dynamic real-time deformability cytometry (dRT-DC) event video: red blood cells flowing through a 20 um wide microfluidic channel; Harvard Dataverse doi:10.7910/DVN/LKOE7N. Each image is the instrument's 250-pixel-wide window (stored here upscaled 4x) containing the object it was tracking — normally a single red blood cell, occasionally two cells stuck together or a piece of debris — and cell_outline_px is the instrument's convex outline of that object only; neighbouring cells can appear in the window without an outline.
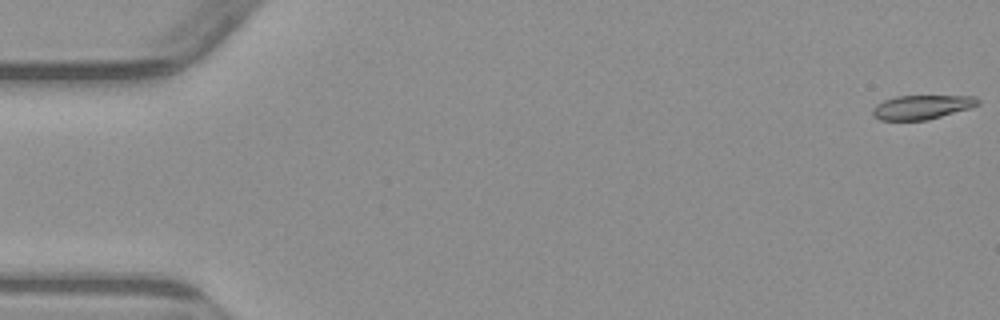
{"species": "common noctule bat (a hibernating species)", "species_latin": "Nyctalus noctula", "temperature_condition": "warm", "stored_images_in_passage": 4, "camera_frame_rate_fps": 3000, "um_per_image_px": 0.085, "animal": {"sex": "male", "body_mass_g": 23.1, "forearm_length_mm": 52.7}, "frame": {"image": 1, "passage_image": 1, "time_ms": 0.0, "image_size_px": [1000, 320], "cell_outline_px": [[980, 104], [968, 108], [940, 116], [924, 120], [880, 120], [872, 116], [872, 108], [876, 104], [884, 100], [896, 96], [976, 96], [980, 100]], "centroid_in_image_um": [78.31, 9.1], "position_along_channel_um": 6.7, "area_um2": 14.68}}
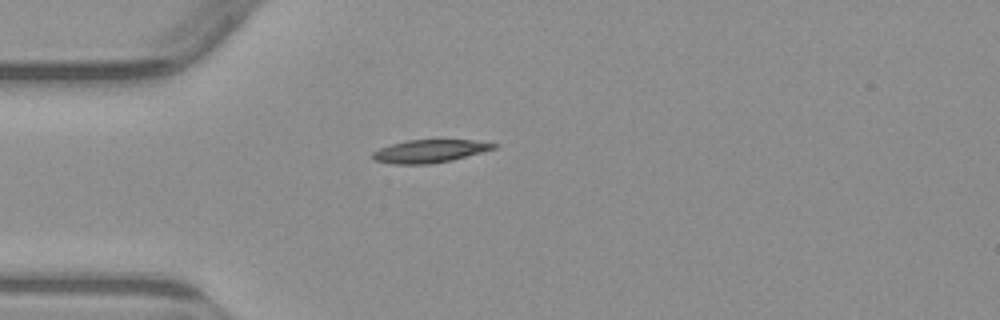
{"frame": {"image": 2, "passage_image": 4, "time_ms": 4.667, "image_size_px": [1000, 320], "cell_outline_px": [[500, 144], [496, 148], [452, 160], [432, 164], [392, 164], [372, 160], [372, 152], [380, 148], [392, 144], [408, 140], [472, 140]], "centroid_in_image_um": [36.51, 12.85], "position_along_channel_um": 48.5, "area_um2": 16.18}}